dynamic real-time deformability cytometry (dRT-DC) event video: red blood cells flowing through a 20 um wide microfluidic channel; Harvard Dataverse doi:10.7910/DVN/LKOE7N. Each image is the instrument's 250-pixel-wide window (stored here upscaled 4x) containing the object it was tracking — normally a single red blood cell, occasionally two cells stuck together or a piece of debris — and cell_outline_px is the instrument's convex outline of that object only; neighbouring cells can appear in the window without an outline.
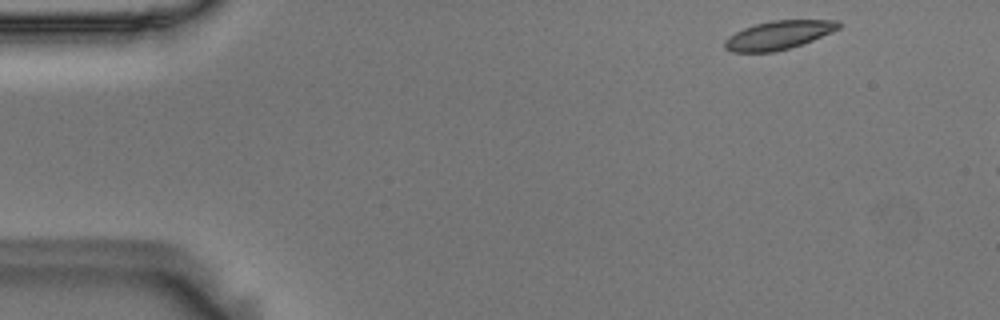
{"species": "Egyptian fruit bat (a non-hibernating species)", "species_latin": "Rousettus aegyptiacus", "temperature_condition": "room temperature", "stored_images_in_passage": 8, "camera_frame_rate_fps": 3000, "um_per_image_px": 0.085, "animal": {"sex": "male"}, "frame": {"image": 1, "passage_image": 1, "time_ms": 0.0, "image_size_px": [1000, 320], "cell_outline_px": [[840, 28], [832, 32], [812, 40], [776, 52], [732, 52], [724, 48], [724, 40], [728, 36], [744, 28], [756, 24], [772, 20], [840, 20]], "centroid_in_image_um": [66.16, 2.98], "position_along_channel_um": 18.8, "area_um2": 18.9}}